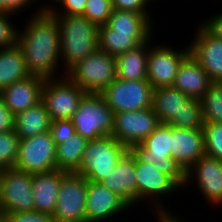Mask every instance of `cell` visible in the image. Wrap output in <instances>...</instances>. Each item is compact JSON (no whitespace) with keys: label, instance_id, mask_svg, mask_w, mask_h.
I'll use <instances>...</instances> for the list:
<instances>
[{"label":"cell","instance_id":"obj_1","mask_svg":"<svg viewBox=\"0 0 222 222\" xmlns=\"http://www.w3.org/2000/svg\"><path fill=\"white\" fill-rule=\"evenodd\" d=\"M25 29L17 33V45L22 49L30 75L44 79L57 78L60 59V28L55 16L40 6ZM59 63V64H58ZM55 76V77H54Z\"/></svg>","mask_w":222,"mask_h":222},{"label":"cell","instance_id":"obj_2","mask_svg":"<svg viewBox=\"0 0 222 222\" xmlns=\"http://www.w3.org/2000/svg\"><path fill=\"white\" fill-rule=\"evenodd\" d=\"M54 16L60 28V59L65 76L73 65L99 48L98 26L83 15Z\"/></svg>","mask_w":222,"mask_h":222},{"label":"cell","instance_id":"obj_3","mask_svg":"<svg viewBox=\"0 0 222 222\" xmlns=\"http://www.w3.org/2000/svg\"><path fill=\"white\" fill-rule=\"evenodd\" d=\"M131 152L143 162H156L157 169L185 188L186 171L171 157V126L160 123L142 143L133 145Z\"/></svg>","mask_w":222,"mask_h":222},{"label":"cell","instance_id":"obj_4","mask_svg":"<svg viewBox=\"0 0 222 222\" xmlns=\"http://www.w3.org/2000/svg\"><path fill=\"white\" fill-rule=\"evenodd\" d=\"M65 76L86 93H100L116 79V57L98 48L73 65Z\"/></svg>","mask_w":222,"mask_h":222},{"label":"cell","instance_id":"obj_5","mask_svg":"<svg viewBox=\"0 0 222 222\" xmlns=\"http://www.w3.org/2000/svg\"><path fill=\"white\" fill-rule=\"evenodd\" d=\"M71 121L77 134L93 140L112 135L114 112L99 93H86Z\"/></svg>","mask_w":222,"mask_h":222},{"label":"cell","instance_id":"obj_6","mask_svg":"<svg viewBox=\"0 0 222 222\" xmlns=\"http://www.w3.org/2000/svg\"><path fill=\"white\" fill-rule=\"evenodd\" d=\"M127 150L112 135L88 140L83 152L82 166L77 173L88 181L100 182L115 168Z\"/></svg>","mask_w":222,"mask_h":222},{"label":"cell","instance_id":"obj_7","mask_svg":"<svg viewBox=\"0 0 222 222\" xmlns=\"http://www.w3.org/2000/svg\"><path fill=\"white\" fill-rule=\"evenodd\" d=\"M156 165V162H143L135 156L137 202L144 199L150 201L152 207H156L153 209L156 211L154 213H170L159 197L171 195L181 187L171 177L159 171Z\"/></svg>","mask_w":222,"mask_h":222},{"label":"cell","instance_id":"obj_8","mask_svg":"<svg viewBox=\"0 0 222 222\" xmlns=\"http://www.w3.org/2000/svg\"><path fill=\"white\" fill-rule=\"evenodd\" d=\"M153 90L148 80L127 81L116 78L99 94L115 114L152 108Z\"/></svg>","mask_w":222,"mask_h":222},{"label":"cell","instance_id":"obj_9","mask_svg":"<svg viewBox=\"0 0 222 222\" xmlns=\"http://www.w3.org/2000/svg\"><path fill=\"white\" fill-rule=\"evenodd\" d=\"M14 168L30 174L56 170V146L51 132L19 140Z\"/></svg>","mask_w":222,"mask_h":222},{"label":"cell","instance_id":"obj_10","mask_svg":"<svg viewBox=\"0 0 222 222\" xmlns=\"http://www.w3.org/2000/svg\"><path fill=\"white\" fill-rule=\"evenodd\" d=\"M45 79L42 102L51 120H71L86 92L66 76ZM60 78V79H59Z\"/></svg>","mask_w":222,"mask_h":222},{"label":"cell","instance_id":"obj_11","mask_svg":"<svg viewBox=\"0 0 222 222\" xmlns=\"http://www.w3.org/2000/svg\"><path fill=\"white\" fill-rule=\"evenodd\" d=\"M88 180L77 172H68L60 183L55 222H86Z\"/></svg>","mask_w":222,"mask_h":222},{"label":"cell","instance_id":"obj_12","mask_svg":"<svg viewBox=\"0 0 222 222\" xmlns=\"http://www.w3.org/2000/svg\"><path fill=\"white\" fill-rule=\"evenodd\" d=\"M0 209L4 213L34 210L32 174L15 168L0 170Z\"/></svg>","mask_w":222,"mask_h":222},{"label":"cell","instance_id":"obj_13","mask_svg":"<svg viewBox=\"0 0 222 222\" xmlns=\"http://www.w3.org/2000/svg\"><path fill=\"white\" fill-rule=\"evenodd\" d=\"M159 124L153 108L118 112L114 114L112 136L130 149L142 143Z\"/></svg>","mask_w":222,"mask_h":222},{"label":"cell","instance_id":"obj_14","mask_svg":"<svg viewBox=\"0 0 222 222\" xmlns=\"http://www.w3.org/2000/svg\"><path fill=\"white\" fill-rule=\"evenodd\" d=\"M149 47L147 80L153 88L172 86L182 61L190 54V47L186 49H173L164 44Z\"/></svg>","mask_w":222,"mask_h":222},{"label":"cell","instance_id":"obj_15","mask_svg":"<svg viewBox=\"0 0 222 222\" xmlns=\"http://www.w3.org/2000/svg\"><path fill=\"white\" fill-rule=\"evenodd\" d=\"M193 179L207 203L222 206V161L207 155L202 156L186 172L185 187Z\"/></svg>","mask_w":222,"mask_h":222},{"label":"cell","instance_id":"obj_16","mask_svg":"<svg viewBox=\"0 0 222 222\" xmlns=\"http://www.w3.org/2000/svg\"><path fill=\"white\" fill-rule=\"evenodd\" d=\"M192 40L190 54L213 82H222V39L212 35L200 22Z\"/></svg>","mask_w":222,"mask_h":222},{"label":"cell","instance_id":"obj_17","mask_svg":"<svg viewBox=\"0 0 222 222\" xmlns=\"http://www.w3.org/2000/svg\"><path fill=\"white\" fill-rule=\"evenodd\" d=\"M86 199V222H105L130 209L115 192L100 182L88 181Z\"/></svg>","mask_w":222,"mask_h":222},{"label":"cell","instance_id":"obj_18","mask_svg":"<svg viewBox=\"0 0 222 222\" xmlns=\"http://www.w3.org/2000/svg\"><path fill=\"white\" fill-rule=\"evenodd\" d=\"M100 183L115 192L130 208L137 204L135 155L130 149Z\"/></svg>","mask_w":222,"mask_h":222},{"label":"cell","instance_id":"obj_19","mask_svg":"<svg viewBox=\"0 0 222 222\" xmlns=\"http://www.w3.org/2000/svg\"><path fill=\"white\" fill-rule=\"evenodd\" d=\"M204 155L203 130L171 126V157L186 172Z\"/></svg>","mask_w":222,"mask_h":222},{"label":"cell","instance_id":"obj_20","mask_svg":"<svg viewBox=\"0 0 222 222\" xmlns=\"http://www.w3.org/2000/svg\"><path fill=\"white\" fill-rule=\"evenodd\" d=\"M44 82V78L30 75L4 88L0 96L11 112L17 115L41 102Z\"/></svg>","mask_w":222,"mask_h":222},{"label":"cell","instance_id":"obj_21","mask_svg":"<svg viewBox=\"0 0 222 222\" xmlns=\"http://www.w3.org/2000/svg\"><path fill=\"white\" fill-rule=\"evenodd\" d=\"M213 83L200 63L189 54L180 64L173 87L189 98L200 100Z\"/></svg>","mask_w":222,"mask_h":222},{"label":"cell","instance_id":"obj_22","mask_svg":"<svg viewBox=\"0 0 222 222\" xmlns=\"http://www.w3.org/2000/svg\"><path fill=\"white\" fill-rule=\"evenodd\" d=\"M68 172L53 170L32 174L34 210L53 215L62 178Z\"/></svg>","mask_w":222,"mask_h":222},{"label":"cell","instance_id":"obj_23","mask_svg":"<svg viewBox=\"0 0 222 222\" xmlns=\"http://www.w3.org/2000/svg\"><path fill=\"white\" fill-rule=\"evenodd\" d=\"M151 40L150 37L138 47L116 57V78L127 81L147 80L148 47Z\"/></svg>","mask_w":222,"mask_h":222},{"label":"cell","instance_id":"obj_24","mask_svg":"<svg viewBox=\"0 0 222 222\" xmlns=\"http://www.w3.org/2000/svg\"><path fill=\"white\" fill-rule=\"evenodd\" d=\"M152 33H123L109 28L106 24L98 26L99 49L110 56L117 57L146 42Z\"/></svg>","mask_w":222,"mask_h":222},{"label":"cell","instance_id":"obj_25","mask_svg":"<svg viewBox=\"0 0 222 222\" xmlns=\"http://www.w3.org/2000/svg\"><path fill=\"white\" fill-rule=\"evenodd\" d=\"M51 117L47 112L45 104L41 101L15 115L14 131L19 140L30 138L37 134L50 131Z\"/></svg>","mask_w":222,"mask_h":222},{"label":"cell","instance_id":"obj_26","mask_svg":"<svg viewBox=\"0 0 222 222\" xmlns=\"http://www.w3.org/2000/svg\"><path fill=\"white\" fill-rule=\"evenodd\" d=\"M190 98L173 86L154 88L152 108L159 123L167 124L172 118H177L179 111Z\"/></svg>","mask_w":222,"mask_h":222},{"label":"cell","instance_id":"obj_27","mask_svg":"<svg viewBox=\"0 0 222 222\" xmlns=\"http://www.w3.org/2000/svg\"><path fill=\"white\" fill-rule=\"evenodd\" d=\"M30 76L22 49L16 44L0 49V92L16 81Z\"/></svg>","mask_w":222,"mask_h":222},{"label":"cell","instance_id":"obj_28","mask_svg":"<svg viewBox=\"0 0 222 222\" xmlns=\"http://www.w3.org/2000/svg\"><path fill=\"white\" fill-rule=\"evenodd\" d=\"M88 140L79 134L68 138L56 147V169L66 172H77L82 166L83 152Z\"/></svg>","mask_w":222,"mask_h":222},{"label":"cell","instance_id":"obj_29","mask_svg":"<svg viewBox=\"0 0 222 222\" xmlns=\"http://www.w3.org/2000/svg\"><path fill=\"white\" fill-rule=\"evenodd\" d=\"M106 25L117 32L153 33V25L140 13L125 10H113Z\"/></svg>","mask_w":222,"mask_h":222},{"label":"cell","instance_id":"obj_30","mask_svg":"<svg viewBox=\"0 0 222 222\" xmlns=\"http://www.w3.org/2000/svg\"><path fill=\"white\" fill-rule=\"evenodd\" d=\"M167 124L176 128L202 130L204 121L201 101L190 98L179 111L177 118H172Z\"/></svg>","mask_w":222,"mask_h":222},{"label":"cell","instance_id":"obj_31","mask_svg":"<svg viewBox=\"0 0 222 222\" xmlns=\"http://www.w3.org/2000/svg\"><path fill=\"white\" fill-rule=\"evenodd\" d=\"M200 101L204 123H222V82H213Z\"/></svg>","mask_w":222,"mask_h":222},{"label":"cell","instance_id":"obj_32","mask_svg":"<svg viewBox=\"0 0 222 222\" xmlns=\"http://www.w3.org/2000/svg\"><path fill=\"white\" fill-rule=\"evenodd\" d=\"M18 146L19 137L15 131L0 133V170L14 168Z\"/></svg>","mask_w":222,"mask_h":222},{"label":"cell","instance_id":"obj_33","mask_svg":"<svg viewBox=\"0 0 222 222\" xmlns=\"http://www.w3.org/2000/svg\"><path fill=\"white\" fill-rule=\"evenodd\" d=\"M205 155L222 161V123H204Z\"/></svg>","mask_w":222,"mask_h":222},{"label":"cell","instance_id":"obj_34","mask_svg":"<svg viewBox=\"0 0 222 222\" xmlns=\"http://www.w3.org/2000/svg\"><path fill=\"white\" fill-rule=\"evenodd\" d=\"M113 12L111 0H87L83 16L97 26L107 23Z\"/></svg>","mask_w":222,"mask_h":222},{"label":"cell","instance_id":"obj_35","mask_svg":"<svg viewBox=\"0 0 222 222\" xmlns=\"http://www.w3.org/2000/svg\"><path fill=\"white\" fill-rule=\"evenodd\" d=\"M11 16L0 12V49L9 48L17 44L18 29L11 22L10 19L13 18Z\"/></svg>","mask_w":222,"mask_h":222},{"label":"cell","instance_id":"obj_36","mask_svg":"<svg viewBox=\"0 0 222 222\" xmlns=\"http://www.w3.org/2000/svg\"><path fill=\"white\" fill-rule=\"evenodd\" d=\"M87 0H58L57 5H61V11L57 7L42 5L43 10H49L53 15H83Z\"/></svg>","mask_w":222,"mask_h":222},{"label":"cell","instance_id":"obj_37","mask_svg":"<svg viewBox=\"0 0 222 222\" xmlns=\"http://www.w3.org/2000/svg\"><path fill=\"white\" fill-rule=\"evenodd\" d=\"M50 132L56 147L76 134L75 127L71 120L52 121Z\"/></svg>","mask_w":222,"mask_h":222},{"label":"cell","instance_id":"obj_38","mask_svg":"<svg viewBox=\"0 0 222 222\" xmlns=\"http://www.w3.org/2000/svg\"><path fill=\"white\" fill-rule=\"evenodd\" d=\"M113 10L133 11L143 14L152 24L150 9L148 8L149 2L147 0H111Z\"/></svg>","mask_w":222,"mask_h":222},{"label":"cell","instance_id":"obj_39","mask_svg":"<svg viewBox=\"0 0 222 222\" xmlns=\"http://www.w3.org/2000/svg\"><path fill=\"white\" fill-rule=\"evenodd\" d=\"M5 214L6 222H55L52 215L42 213L36 210Z\"/></svg>","mask_w":222,"mask_h":222},{"label":"cell","instance_id":"obj_40","mask_svg":"<svg viewBox=\"0 0 222 222\" xmlns=\"http://www.w3.org/2000/svg\"><path fill=\"white\" fill-rule=\"evenodd\" d=\"M33 3L36 2L34 0H0V12L12 16L17 15L18 12H21L20 10H26Z\"/></svg>","mask_w":222,"mask_h":222},{"label":"cell","instance_id":"obj_41","mask_svg":"<svg viewBox=\"0 0 222 222\" xmlns=\"http://www.w3.org/2000/svg\"><path fill=\"white\" fill-rule=\"evenodd\" d=\"M15 115L0 96V133L14 131Z\"/></svg>","mask_w":222,"mask_h":222},{"label":"cell","instance_id":"obj_42","mask_svg":"<svg viewBox=\"0 0 222 222\" xmlns=\"http://www.w3.org/2000/svg\"><path fill=\"white\" fill-rule=\"evenodd\" d=\"M220 13V14H219ZM217 12L201 24L215 37L222 39V12Z\"/></svg>","mask_w":222,"mask_h":222},{"label":"cell","instance_id":"obj_43","mask_svg":"<svg viewBox=\"0 0 222 222\" xmlns=\"http://www.w3.org/2000/svg\"><path fill=\"white\" fill-rule=\"evenodd\" d=\"M158 222H185L181 221L178 215H174L173 213H154Z\"/></svg>","mask_w":222,"mask_h":222},{"label":"cell","instance_id":"obj_44","mask_svg":"<svg viewBox=\"0 0 222 222\" xmlns=\"http://www.w3.org/2000/svg\"><path fill=\"white\" fill-rule=\"evenodd\" d=\"M0 222H6V214L0 209Z\"/></svg>","mask_w":222,"mask_h":222},{"label":"cell","instance_id":"obj_45","mask_svg":"<svg viewBox=\"0 0 222 222\" xmlns=\"http://www.w3.org/2000/svg\"><path fill=\"white\" fill-rule=\"evenodd\" d=\"M35 2L37 1V0H34ZM51 1H53V3L56 5V2L58 1V0H51ZM38 2H39V0H38Z\"/></svg>","mask_w":222,"mask_h":222}]
</instances>
